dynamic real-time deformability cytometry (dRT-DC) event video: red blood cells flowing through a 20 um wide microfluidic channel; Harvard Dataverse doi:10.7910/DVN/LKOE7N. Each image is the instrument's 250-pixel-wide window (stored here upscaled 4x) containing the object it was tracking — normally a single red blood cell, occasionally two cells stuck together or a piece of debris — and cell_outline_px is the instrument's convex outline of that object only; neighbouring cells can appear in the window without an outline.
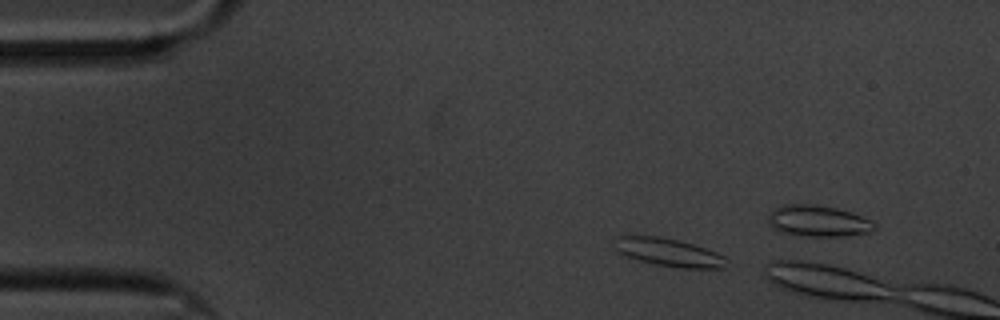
{"species": "common noctule bat (a hibernating species)", "species_latin": "Nyctalus noctula", "temperature_condition": "cold", "stored_images_in_passage": 8, "camera_frame_rate_fps": 3000, "um_per_image_px": 0.085, "animal": {"sex": "male", "body_mass_g": 20.1, "forearm_length_mm": 53.5}, "frame": {"image": 1, "passage_image": 5, "time_ms": 1.333, "image_size_px": [1000, 320], "cell_outline_px": [[728, 260], [724, 268], [680, 268], [652, 264], [636, 260], [620, 252], [616, 248], [616, 236], [660, 236], [680, 240], [716, 252], [724, 256]], "centroid_in_image_um": [56.87, 21.46], "position_along_channel_um": 28.1, "area_um2": 18.21}}